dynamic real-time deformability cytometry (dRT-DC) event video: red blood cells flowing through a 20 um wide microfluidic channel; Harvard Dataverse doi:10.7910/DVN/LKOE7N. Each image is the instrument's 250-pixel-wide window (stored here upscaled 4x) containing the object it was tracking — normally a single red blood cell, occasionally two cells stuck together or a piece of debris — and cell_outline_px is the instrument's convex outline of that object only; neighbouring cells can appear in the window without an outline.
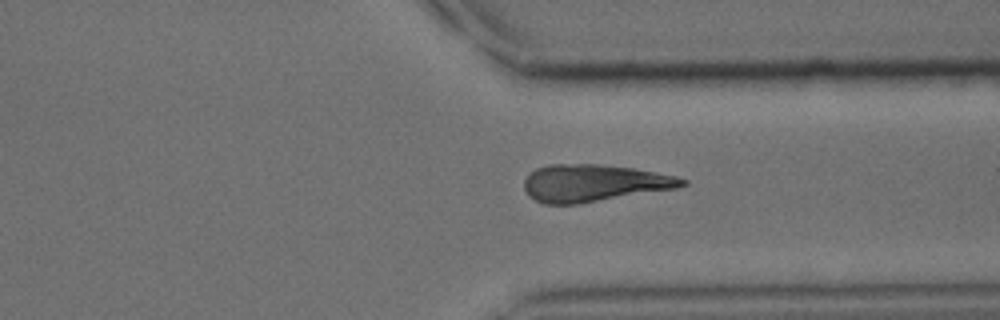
{"species": "common noctule bat (a hibernating species)", "species_latin": "Nyctalus noctula", "temperature_condition": "cold", "stored_images_in_passage": 33, "camera_frame_rate_fps": 3000, "um_per_image_px": 0.085, "animal": {"sex": "male", "body_mass_g": 15.6}, "frame": {"image": 1, "passage_image": 22, "time_ms": 7.0, "image_size_px": [1000, 320], "cell_outline_px": [[688, 184], [676, 188], [576, 204], [544, 204], [528, 196], [524, 188], [524, 180], [536, 168], [548, 164], [600, 164], [632, 168], [656, 172], [676, 176], [688, 180]], "centroid_in_image_um": [50.46, 15.55], "position_along_channel_um": 360.9, "area_um2": 34.04}}
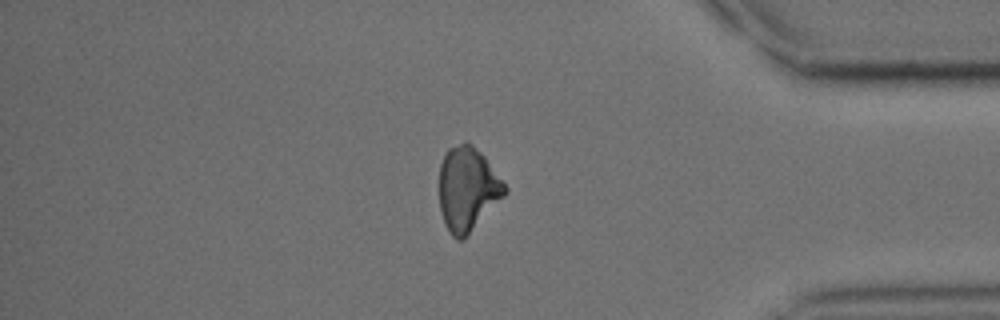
{"frame": {"image": 2, "passage_image": 26, "time_ms": 8.333, "image_size_px": [1000, 320], "cell_outline_px": [[508, 192], [460, 240], [456, 240], [448, 232], [444, 224], [440, 212], [440, 164], [444, 152], [448, 148], [464, 140], [468, 140], [484, 156], [508, 188]], "centroid_in_image_um": [39.71, 16.0], "position_along_channel_um": 395.5, "area_um2": 31.85}}
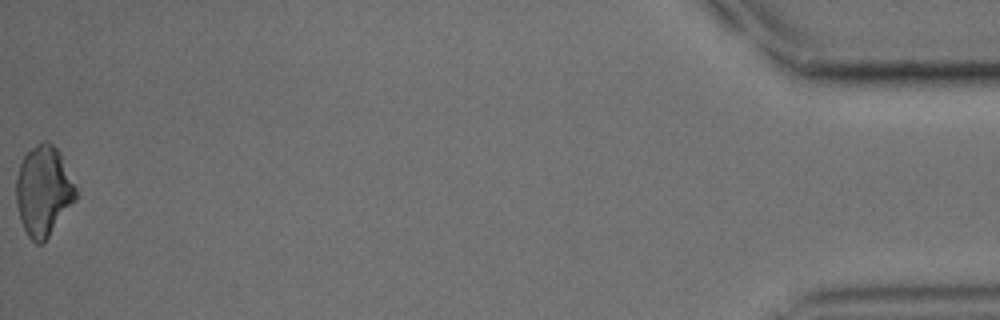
{"frame": {"image": 3, "passage_image": 33, "time_ms": 10.667, "image_size_px": [1000, 320], "cell_outline_px": [[76, 200], [44, 244], [36, 244], [28, 236], [20, 220], [16, 204], [16, 176], [20, 164], [24, 156], [36, 144], [44, 140], [48, 140], [60, 152], [76, 188]], "centroid_in_image_um": [3.69, 16.25], "position_along_channel_um": 431.5, "area_um2": 31.5}}